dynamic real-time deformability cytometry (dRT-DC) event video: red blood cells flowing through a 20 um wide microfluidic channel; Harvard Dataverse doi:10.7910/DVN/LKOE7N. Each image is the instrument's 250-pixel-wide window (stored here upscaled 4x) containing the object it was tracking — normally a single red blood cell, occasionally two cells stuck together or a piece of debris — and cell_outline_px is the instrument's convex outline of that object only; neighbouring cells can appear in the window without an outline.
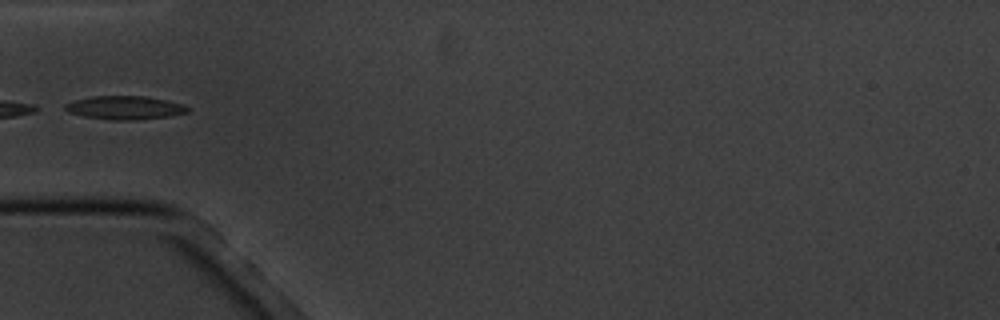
{"species": "common noctule bat (a hibernating species)", "species_latin": "Nyctalus noctula", "temperature_condition": "cold", "stored_images_in_passage": 6, "segment_of_instrument_passage": [2, 2], "camera_frame_rate_fps": 3000, "um_per_image_px": 0.085, "animal": {"sex": "male", "body_mass_g": 20.1, "forearm_length_mm": 53.5}, "frame": {"image": 1, "passage_image": 5, "time_ms": 5.667, "image_size_px": [1000, 320], "cell_outline_px": [[188, 112], [172, 116], [136, 120], [112, 120], [84, 116], [68, 112], [64, 108], [64, 104], [76, 100], [92, 96], [144, 96], [168, 100], [184, 104], [188, 108]], "centroid_in_image_um": [10.64, 9.15], "position_along_channel_um": 74.4, "area_um2": 16.82}}
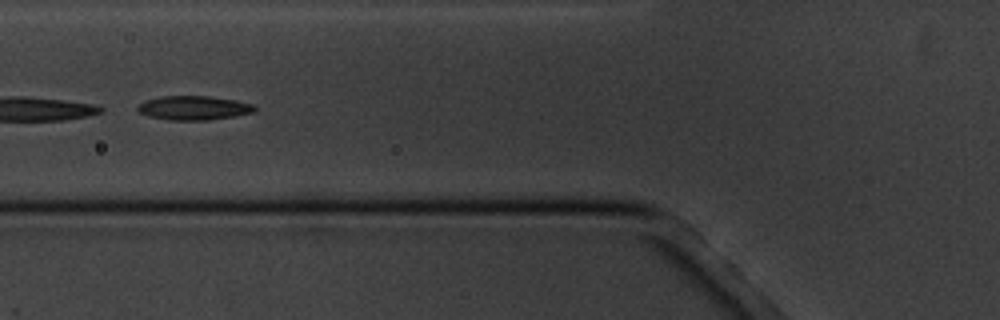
{"frame": {"image": 2, "passage_image": 6, "time_ms": 6.667, "image_size_px": [1000, 320], "cell_outline_px": [[256, 108], [252, 112], [236, 116], [208, 120], [168, 120], [148, 116], [140, 112], [136, 108], [144, 100], [160, 96], [208, 96], [236, 100], [252, 104]], "centroid_in_image_um": [16.44, 9.17], "position_along_channel_um": 109.4, "area_um2": 16.42}}